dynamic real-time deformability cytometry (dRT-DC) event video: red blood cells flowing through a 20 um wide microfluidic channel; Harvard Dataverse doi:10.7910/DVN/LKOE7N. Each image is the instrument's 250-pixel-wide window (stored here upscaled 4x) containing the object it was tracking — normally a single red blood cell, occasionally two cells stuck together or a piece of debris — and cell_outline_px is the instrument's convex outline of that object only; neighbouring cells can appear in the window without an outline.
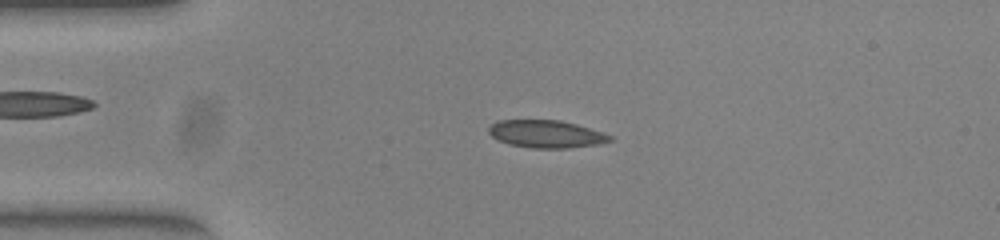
{"species": "common noctule bat (a hibernating species)", "species_latin": "Nyctalus noctula", "temperature_condition": "warm", "stored_images_in_passage": 51, "camera_frame_rate_fps": 3000, "um_per_image_px": 0.085, "animal": {"sex": "female", "body_mass_g": 23.0, "forearm_length_mm": 53.4}, "frame": {"image": 1, "passage_image": 11, "time_ms": 3.333, "image_size_px": [1000, 240], "cell_outline_px": [[612, 140], [600, 144], [568, 148], [532, 148], [508, 144], [496, 140], [488, 132], [488, 128], [492, 124], [500, 120], [560, 120], [576, 124], [604, 132], [612, 136]], "centroid_in_image_um": [46.43, 11.39], "position_along_channel_um": 38.6, "area_um2": 19.59}}
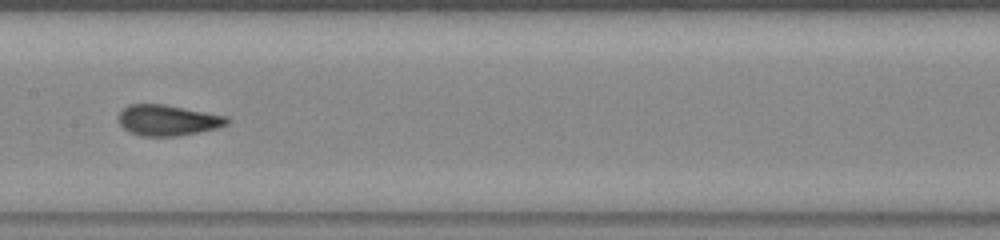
{"frame": {"image": 2, "passage_image": 25, "time_ms": 8.0, "image_size_px": [1000, 240], "cell_outline_px": [[228, 124], [216, 128], [176, 136], [144, 136], [132, 132], [124, 128], [120, 124], [120, 112], [128, 104], [164, 104], [228, 116]], "centroid_in_image_um": [14.27, 10.21], "position_along_channel_um": 193.1, "area_um2": 19.13}}
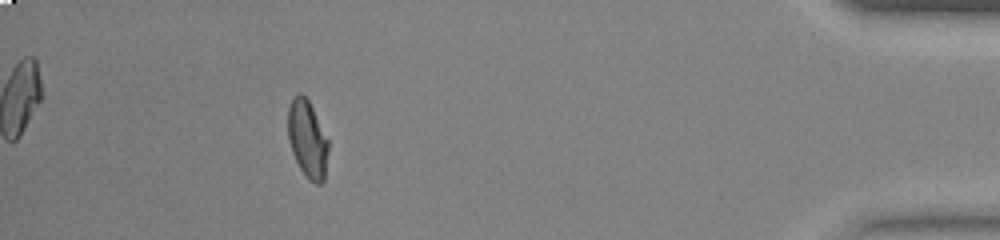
{"frame": {"image": 3, "passage_image": 46, "time_ms": 15.0, "image_size_px": [1000, 240], "cell_outline_px": [[328, 148], [324, 180], [320, 184], [316, 184], [308, 180], [300, 168], [292, 152], [288, 140], [288, 108], [296, 92], [300, 92], [308, 100], [328, 140]], "centroid_in_image_um": [26.12, 11.83], "position_along_channel_um": 409.1, "area_um2": 18.03}}